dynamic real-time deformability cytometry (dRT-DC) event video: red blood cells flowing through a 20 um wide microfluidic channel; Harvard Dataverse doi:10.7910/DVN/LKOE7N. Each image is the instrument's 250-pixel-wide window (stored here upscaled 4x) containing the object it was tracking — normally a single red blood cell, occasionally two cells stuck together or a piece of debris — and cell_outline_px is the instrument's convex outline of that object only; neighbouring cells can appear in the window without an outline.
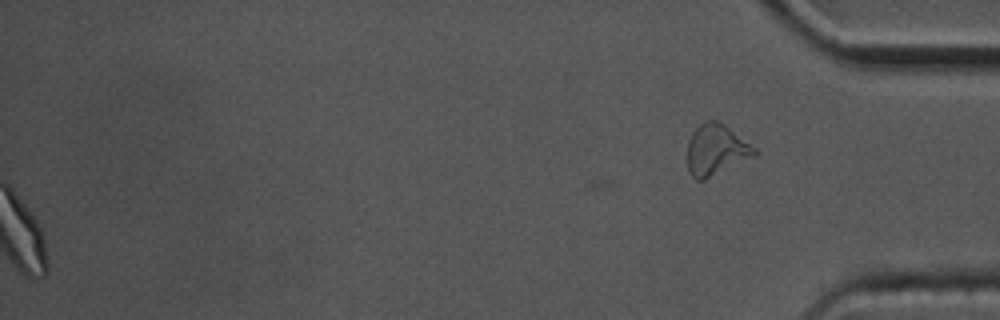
{"species": "common noctule bat (a hibernating species)", "species_latin": "Nyctalus noctula", "temperature_condition": "cold", "stored_images_in_passage": 48, "segment_of_instrument_passage": [2, 2], "camera_frame_rate_fps": 3000, "um_per_image_px": 0.085, "animal": {"sex": "male", "body_mass_g": 17.5, "forearm_length_mm": 52.3}, "frame": {"image": 1, "passage_image": 48, "time_ms": 15.667, "image_size_px": [1000, 320], "cell_outline_px": [[756, 156], [704, 180], [696, 180], [688, 172], [688, 140], [692, 132], [704, 120], [716, 120], [724, 124], [756, 148]], "centroid_in_image_um": [60.86, 12.74], "position_along_channel_um": 374.3, "area_um2": 19.94}}